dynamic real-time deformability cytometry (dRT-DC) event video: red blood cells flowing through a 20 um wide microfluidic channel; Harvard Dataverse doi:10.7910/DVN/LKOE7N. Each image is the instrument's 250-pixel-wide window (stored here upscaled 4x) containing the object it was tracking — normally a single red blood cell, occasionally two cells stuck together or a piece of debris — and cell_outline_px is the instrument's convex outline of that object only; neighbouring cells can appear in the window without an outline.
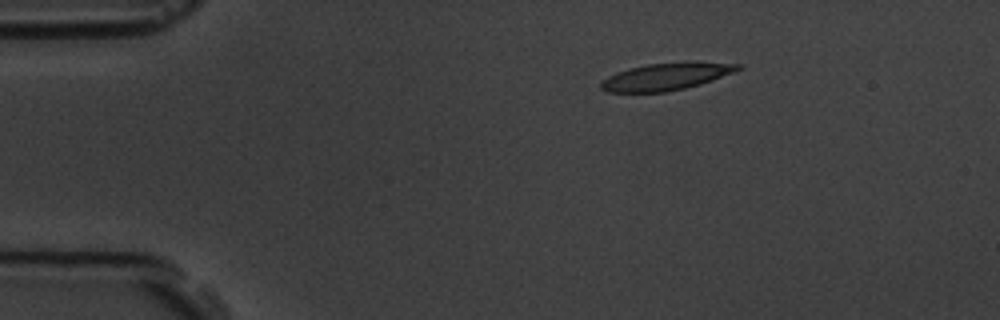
{"species": "common noctule bat (a hibernating species)", "species_latin": "Nyctalus noctula", "temperature_condition": "room temperature", "stored_images_in_passage": 3, "camera_frame_rate_fps": 3000, "um_per_image_px": 0.085, "animal": {"sex": "male", "body_mass_g": 19.5, "forearm_length_mm": 54.6}, "frame": {"image": 1, "passage_image": 1, "time_ms": 0.0, "image_size_px": [1000, 320], "cell_outline_px": [[744, 68], [712, 80], [700, 84], [684, 88], [664, 92], [608, 92], [600, 88], [600, 84], [608, 76], [616, 72], [628, 68], [648, 64], [684, 60], [696, 60], [744, 64]], "centroid_in_image_um": [56.7, 6.46], "position_along_channel_um": 28.3, "area_um2": 22.25}}
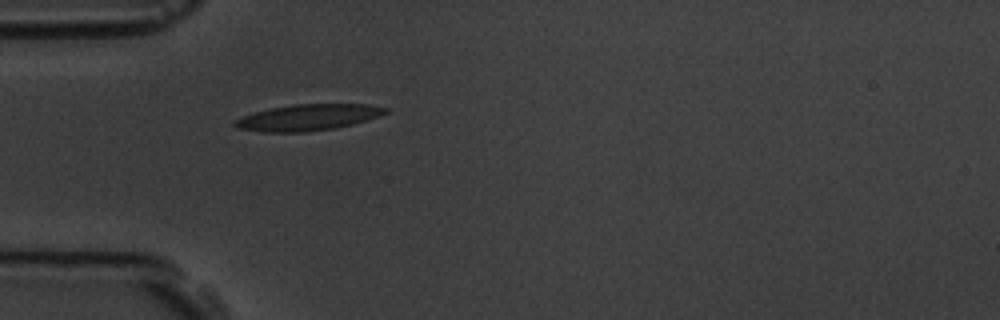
{"frame": {"image": 2, "passage_image": 3, "time_ms": 2.333, "image_size_px": [1000, 320], "cell_outline_px": [[388, 112], [352, 124], [336, 128], [308, 132], [264, 132], [236, 128], [232, 124], [232, 120], [256, 112], [272, 108], [292, 104], [368, 104], [388, 108]], "centroid_in_image_um": [26.13, 9.98], "position_along_channel_um": 58.9, "area_um2": 22.89}}